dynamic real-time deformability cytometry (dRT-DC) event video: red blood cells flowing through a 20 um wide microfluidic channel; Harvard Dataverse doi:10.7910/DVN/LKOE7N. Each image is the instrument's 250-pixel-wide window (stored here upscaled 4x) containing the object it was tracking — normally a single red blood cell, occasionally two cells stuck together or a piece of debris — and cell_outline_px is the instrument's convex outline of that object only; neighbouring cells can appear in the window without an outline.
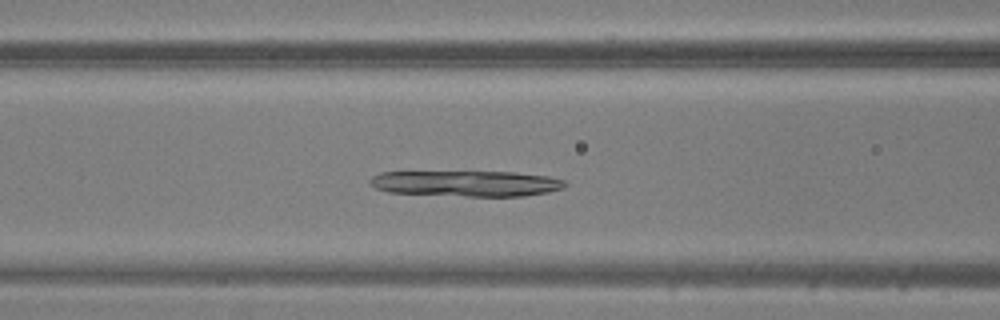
{"species": "common noctule bat (a hibernating species)", "species_latin": "Nyctalus noctula", "temperature_condition": "warm", "stored_images_in_passage": 34, "camera_frame_rate_fps": 3000, "um_per_image_px": 0.085, "animal": {"sex": "male", "body_mass_g": 20.5, "forearm_length_mm": 52.5}, "frame": {"image": 1, "passage_image": 5, "time_ms": 1.333, "image_size_px": [1000, 320], "cell_outline_px": [[568, 184], [564, 188], [548, 192], [524, 196], [468, 196], [388, 192], [376, 188], [368, 184], [368, 180], [372, 176], [380, 172], [516, 172], [548, 176], [564, 180]], "centroid_in_image_um": [39.64, 15.59], "position_along_channel_um": 127.0, "area_um2": 29.36}}
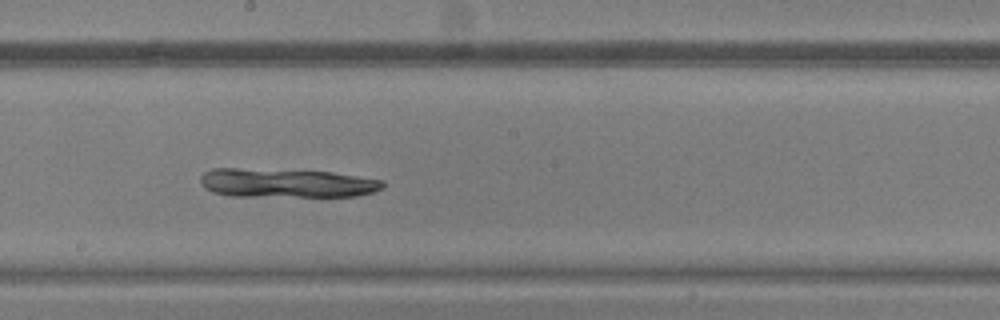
{"frame": {"image": 2, "passage_image": 12, "time_ms": 3.667, "image_size_px": [1000, 320], "cell_outline_px": [[384, 188], [372, 192], [356, 196], [232, 196], [212, 192], [204, 188], [200, 184], [200, 176], [204, 172], [212, 168], [236, 168], [332, 172], [384, 180]], "centroid_in_image_um": [24.32, 15.56], "position_along_channel_um": 223.9, "area_um2": 30.87}}
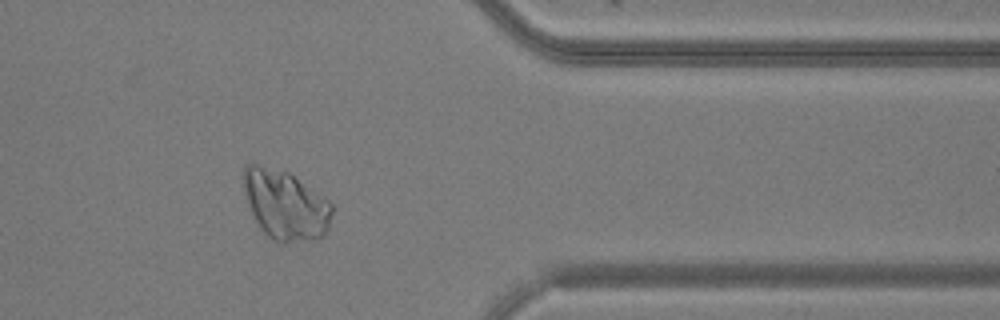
{"frame": {"image": 3, "passage_image": 25, "time_ms": 8.0, "image_size_px": [1000, 320], "cell_outline_px": [[332, 212], [328, 228], [316, 240], [284, 244], [280, 244], [268, 236], [260, 228], [252, 216], [244, 192], [244, 164], [256, 164], [288, 172], [328, 200], [332, 204]], "centroid_in_image_um": [24.24, 17.45], "position_along_channel_um": 387.2, "area_um2": 35.84}}